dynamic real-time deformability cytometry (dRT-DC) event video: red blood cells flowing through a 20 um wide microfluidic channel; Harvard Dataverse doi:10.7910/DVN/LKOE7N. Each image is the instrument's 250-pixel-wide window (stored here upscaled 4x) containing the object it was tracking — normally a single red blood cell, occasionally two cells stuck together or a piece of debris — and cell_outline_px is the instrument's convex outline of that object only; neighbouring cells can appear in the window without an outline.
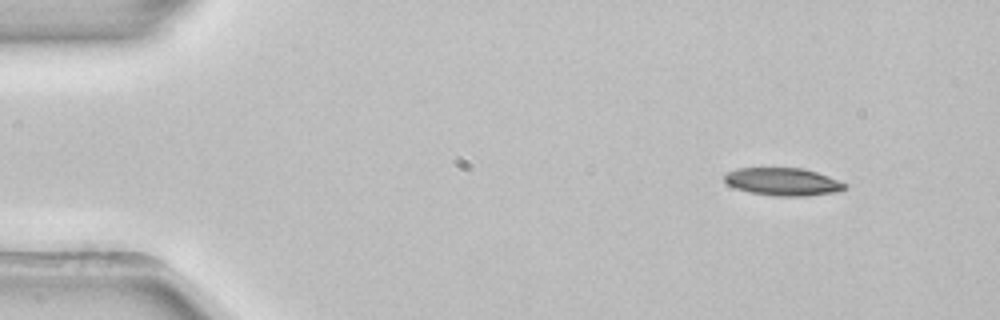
{"species": "common noctule bat (a hibernating species)", "species_latin": "Nyctalus noctula", "temperature_condition": "room temperature", "stored_images_in_passage": 48, "camera_frame_rate_fps": 3000, "um_per_image_px": 0.085, "animal": {"sex": "female", "body_mass_g": 22.7, "forearm_length_mm": 54.2}, "frame": {"image": 1, "passage_image": 1, "time_ms": 0.0, "image_size_px": [1000, 320], "cell_outline_px": [[848, 184], [844, 188], [836, 192], [804, 196], [776, 196], [748, 192], [736, 188], [728, 184], [724, 180], [724, 172], [736, 168], [804, 168], [828, 176]], "centroid_in_image_um": [66.51, 15.44], "position_along_channel_um": 18.5, "area_um2": 19.48}}
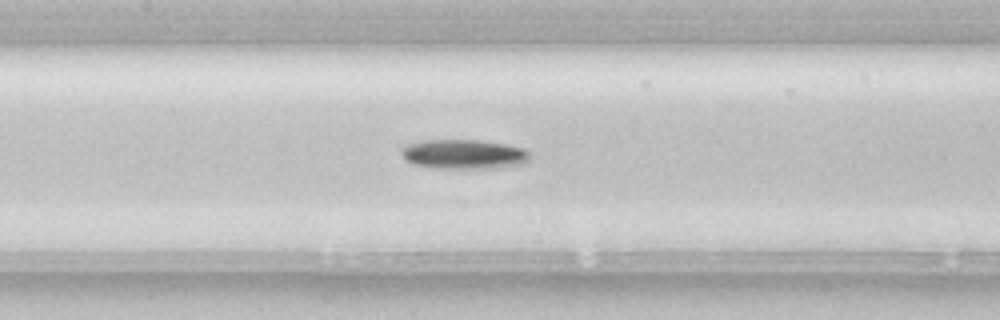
{"frame": {"image": 2, "passage_image": 20, "time_ms": 6.333, "image_size_px": [1000, 320], "cell_outline_px": [[528, 160], [524, 164], [500, 168], [436, 168], [412, 164], [404, 160], [400, 152], [408, 144], [424, 140], [480, 140], [504, 144], [524, 148], [528, 152]], "centroid_in_image_um": [39.42, 13.12], "position_along_channel_um": 168.0, "area_um2": 22.14}}
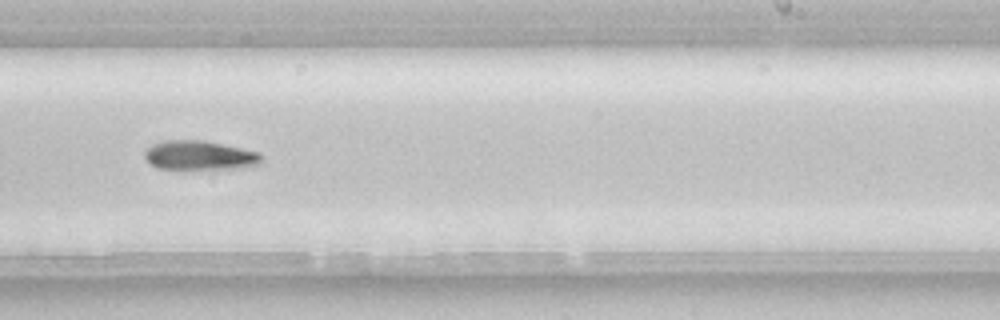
{"frame": {"image": 3, "passage_image": 28, "time_ms": 9.0, "image_size_px": [1000, 320], "cell_outline_px": [[264, 160], [260, 164], [244, 168], [156, 168], [148, 164], [144, 156], [144, 152], [152, 144], [164, 140], [204, 140], [260, 152]], "centroid_in_image_um": [16.98, 13.2], "position_along_channel_um": 272.0, "area_um2": 20.0}, "authors_computed_cell_mechanics": {"area_um2": 20.23, "velocity_mm_per_s": 3.9204, "shape_relaxation_time_tau1_ms": 2.7786, "shape_relaxation_time_tau2_ms": null, "deformation_change_tau1": 0.1059, "deformation_change_tau2": null}}